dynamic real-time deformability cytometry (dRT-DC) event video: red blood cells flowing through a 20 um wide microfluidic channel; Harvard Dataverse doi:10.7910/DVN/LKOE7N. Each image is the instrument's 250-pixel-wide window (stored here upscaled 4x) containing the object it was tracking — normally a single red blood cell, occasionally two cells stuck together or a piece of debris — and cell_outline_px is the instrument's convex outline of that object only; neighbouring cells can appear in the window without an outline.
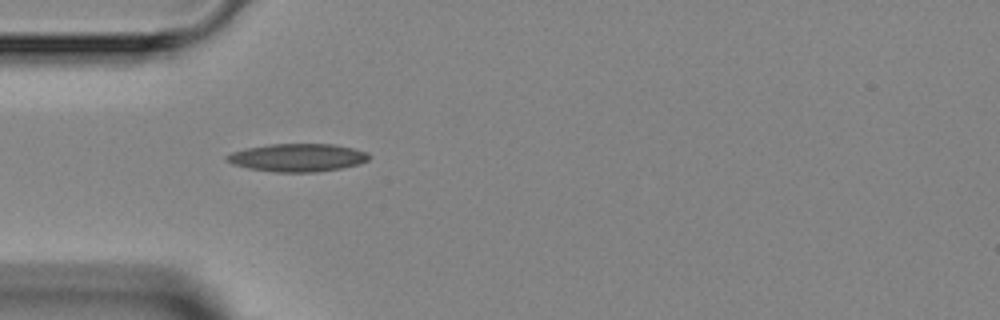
{"species": "Egyptian fruit bat (a non-hibernating species)", "species_latin": "Rousettus aegyptiacus", "temperature_condition": "room temperature", "stored_images_in_passage": 2, "camera_frame_rate_fps": 3000, "um_per_image_px": 0.085, "animal": {"sex": "female"}, "frame": {"image": 1, "passage_image": 1, "time_ms": 0.0, "image_size_px": [1000, 320], "cell_outline_px": [[372, 156], [368, 160], [360, 164], [340, 168], [316, 172], [276, 172], [248, 168], [232, 164], [224, 160], [224, 156], [232, 152], [244, 148], [272, 144], [332, 144], [352, 148], [368, 152]], "centroid_in_image_um": [25.27, 13.39], "position_along_channel_um": 59.7, "area_um2": 23.29}}
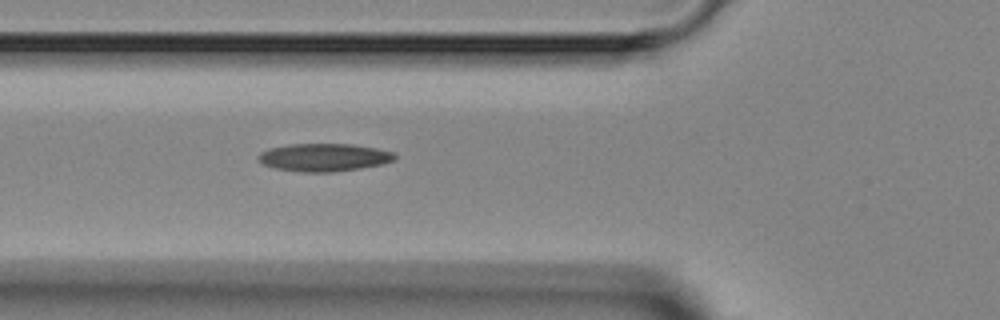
{"frame": {"image": 2, "passage_image": 2, "time_ms": 1.0, "image_size_px": [1000, 320], "cell_outline_px": [[396, 160], [380, 164], [360, 168], [332, 172], [304, 172], [276, 168], [264, 164], [256, 156], [260, 152], [268, 148], [288, 144], [352, 144], [376, 148], [396, 152]], "centroid_in_image_um": [27.55, 13.36], "position_along_channel_um": 98.2, "area_um2": 22.14}}